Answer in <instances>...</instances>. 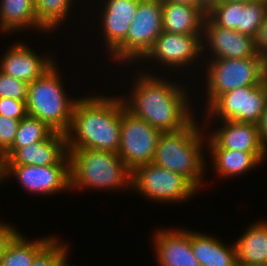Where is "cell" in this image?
<instances>
[{
	"instance_id": "cell-40",
	"label": "cell",
	"mask_w": 267,
	"mask_h": 266,
	"mask_svg": "<svg viewBox=\"0 0 267 266\" xmlns=\"http://www.w3.org/2000/svg\"><path fill=\"white\" fill-rule=\"evenodd\" d=\"M236 1L250 2V1H260V0H236Z\"/></svg>"
},
{
	"instance_id": "cell-41",
	"label": "cell",
	"mask_w": 267,
	"mask_h": 266,
	"mask_svg": "<svg viewBox=\"0 0 267 266\" xmlns=\"http://www.w3.org/2000/svg\"><path fill=\"white\" fill-rule=\"evenodd\" d=\"M2 180V174H1V164H0V182Z\"/></svg>"
},
{
	"instance_id": "cell-39",
	"label": "cell",
	"mask_w": 267,
	"mask_h": 266,
	"mask_svg": "<svg viewBox=\"0 0 267 266\" xmlns=\"http://www.w3.org/2000/svg\"><path fill=\"white\" fill-rule=\"evenodd\" d=\"M263 82L265 83L266 88H267V64H265V67H264V78H263Z\"/></svg>"
},
{
	"instance_id": "cell-31",
	"label": "cell",
	"mask_w": 267,
	"mask_h": 266,
	"mask_svg": "<svg viewBox=\"0 0 267 266\" xmlns=\"http://www.w3.org/2000/svg\"><path fill=\"white\" fill-rule=\"evenodd\" d=\"M20 120L0 115V158L12 147Z\"/></svg>"
},
{
	"instance_id": "cell-17",
	"label": "cell",
	"mask_w": 267,
	"mask_h": 266,
	"mask_svg": "<svg viewBox=\"0 0 267 266\" xmlns=\"http://www.w3.org/2000/svg\"><path fill=\"white\" fill-rule=\"evenodd\" d=\"M140 0H107L102 10L101 24L109 54L126 38Z\"/></svg>"
},
{
	"instance_id": "cell-24",
	"label": "cell",
	"mask_w": 267,
	"mask_h": 266,
	"mask_svg": "<svg viewBox=\"0 0 267 266\" xmlns=\"http://www.w3.org/2000/svg\"><path fill=\"white\" fill-rule=\"evenodd\" d=\"M53 239L44 237L35 241L25 239L18 232L9 242L0 266H32L35 256Z\"/></svg>"
},
{
	"instance_id": "cell-11",
	"label": "cell",
	"mask_w": 267,
	"mask_h": 266,
	"mask_svg": "<svg viewBox=\"0 0 267 266\" xmlns=\"http://www.w3.org/2000/svg\"><path fill=\"white\" fill-rule=\"evenodd\" d=\"M2 180L11 174L25 190L51 195L70 190V158L67 154L59 163L38 165H1ZM8 175V176H7Z\"/></svg>"
},
{
	"instance_id": "cell-5",
	"label": "cell",
	"mask_w": 267,
	"mask_h": 266,
	"mask_svg": "<svg viewBox=\"0 0 267 266\" xmlns=\"http://www.w3.org/2000/svg\"><path fill=\"white\" fill-rule=\"evenodd\" d=\"M55 65L29 83L27 112L43 121L54 132L66 134L77 99L71 100L67 97Z\"/></svg>"
},
{
	"instance_id": "cell-27",
	"label": "cell",
	"mask_w": 267,
	"mask_h": 266,
	"mask_svg": "<svg viewBox=\"0 0 267 266\" xmlns=\"http://www.w3.org/2000/svg\"><path fill=\"white\" fill-rule=\"evenodd\" d=\"M267 12V0L240 1V17L237 31L256 38Z\"/></svg>"
},
{
	"instance_id": "cell-36",
	"label": "cell",
	"mask_w": 267,
	"mask_h": 266,
	"mask_svg": "<svg viewBox=\"0 0 267 266\" xmlns=\"http://www.w3.org/2000/svg\"><path fill=\"white\" fill-rule=\"evenodd\" d=\"M222 0H197V7L207 15Z\"/></svg>"
},
{
	"instance_id": "cell-2",
	"label": "cell",
	"mask_w": 267,
	"mask_h": 266,
	"mask_svg": "<svg viewBox=\"0 0 267 266\" xmlns=\"http://www.w3.org/2000/svg\"><path fill=\"white\" fill-rule=\"evenodd\" d=\"M122 98H77L66 133L67 148H87L118 153Z\"/></svg>"
},
{
	"instance_id": "cell-19",
	"label": "cell",
	"mask_w": 267,
	"mask_h": 266,
	"mask_svg": "<svg viewBox=\"0 0 267 266\" xmlns=\"http://www.w3.org/2000/svg\"><path fill=\"white\" fill-rule=\"evenodd\" d=\"M163 31L172 34H201L205 14L197 5L161 0Z\"/></svg>"
},
{
	"instance_id": "cell-4",
	"label": "cell",
	"mask_w": 267,
	"mask_h": 266,
	"mask_svg": "<svg viewBox=\"0 0 267 266\" xmlns=\"http://www.w3.org/2000/svg\"><path fill=\"white\" fill-rule=\"evenodd\" d=\"M195 121L194 118L182 130L162 133L156 145L152 163L183 175L199 191L205 166L201 149L204 134Z\"/></svg>"
},
{
	"instance_id": "cell-37",
	"label": "cell",
	"mask_w": 267,
	"mask_h": 266,
	"mask_svg": "<svg viewBox=\"0 0 267 266\" xmlns=\"http://www.w3.org/2000/svg\"><path fill=\"white\" fill-rule=\"evenodd\" d=\"M166 1L185 4V5H197V0H166Z\"/></svg>"
},
{
	"instance_id": "cell-14",
	"label": "cell",
	"mask_w": 267,
	"mask_h": 266,
	"mask_svg": "<svg viewBox=\"0 0 267 266\" xmlns=\"http://www.w3.org/2000/svg\"><path fill=\"white\" fill-rule=\"evenodd\" d=\"M54 62L49 56L42 58L26 44L16 42L0 60V71L31 83L51 68Z\"/></svg>"
},
{
	"instance_id": "cell-26",
	"label": "cell",
	"mask_w": 267,
	"mask_h": 266,
	"mask_svg": "<svg viewBox=\"0 0 267 266\" xmlns=\"http://www.w3.org/2000/svg\"><path fill=\"white\" fill-rule=\"evenodd\" d=\"M72 2L73 0H34L38 23L46 32L54 30L62 21H65Z\"/></svg>"
},
{
	"instance_id": "cell-15",
	"label": "cell",
	"mask_w": 267,
	"mask_h": 266,
	"mask_svg": "<svg viewBox=\"0 0 267 266\" xmlns=\"http://www.w3.org/2000/svg\"><path fill=\"white\" fill-rule=\"evenodd\" d=\"M68 154L66 134L53 132L47 139L17 148L1 165L47 166Z\"/></svg>"
},
{
	"instance_id": "cell-8",
	"label": "cell",
	"mask_w": 267,
	"mask_h": 266,
	"mask_svg": "<svg viewBox=\"0 0 267 266\" xmlns=\"http://www.w3.org/2000/svg\"><path fill=\"white\" fill-rule=\"evenodd\" d=\"M131 187L146 198L160 202L185 201L198 190L183 175L152 162L140 165L132 171Z\"/></svg>"
},
{
	"instance_id": "cell-6",
	"label": "cell",
	"mask_w": 267,
	"mask_h": 266,
	"mask_svg": "<svg viewBox=\"0 0 267 266\" xmlns=\"http://www.w3.org/2000/svg\"><path fill=\"white\" fill-rule=\"evenodd\" d=\"M207 65V108L223 93L263 83L265 57L212 59ZM209 102V103H208Z\"/></svg>"
},
{
	"instance_id": "cell-28",
	"label": "cell",
	"mask_w": 267,
	"mask_h": 266,
	"mask_svg": "<svg viewBox=\"0 0 267 266\" xmlns=\"http://www.w3.org/2000/svg\"><path fill=\"white\" fill-rule=\"evenodd\" d=\"M207 16L216 25L237 31L240 17V1L222 0Z\"/></svg>"
},
{
	"instance_id": "cell-12",
	"label": "cell",
	"mask_w": 267,
	"mask_h": 266,
	"mask_svg": "<svg viewBox=\"0 0 267 266\" xmlns=\"http://www.w3.org/2000/svg\"><path fill=\"white\" fill-rule=\"evenodd\" d=\"M202 34H172L162 31L155 40L152 48L142 58L148 60H158L161 64L170 67L183 68L199 58L203 45Z\"/></svg>"
},
{
	"instance_id": "cell-22",
	"label": "cell",
	"mask_w": 267,
	"mask_h": 266,
	"mask_svg": "<svg viewBox=\"0 0 267 266\" xmlns=\"http://www.w3.org/2000/svg\"><path fill=\"white\" fill-rule=\"evenodd\" d=\"M191 247L200 266H238L235 243L231 248L213 236L191 231Z\"/></svg>"
},
{
	"instance_id": "cell-21",
	"label": "cell",
	"mask_w": 267,
	"mask_h": 266,
	"mask_svg": "<svg viewBox=\"0 0 267 266\" xmlns=\"http://www.w3.org/2000/svg\"><path fill=\"white\" fill-rule=\"evenodd\" d=\"M247 228L235 242L238 266H267V220Z\"/></svg>"
},
{
	"instance_id": "cell-23",
	"label": "cell",
	"mask_w": 267,
	"mask_h": 266,
	"mask_svg": "<svg viewBox=\"0 0 267 266\" xmlns=\"http://www.w3.org/2000/svg\"><path fill=\"white\" fill-rule=\"evenodd\" d=\"M35 28L43 31L38 23L34 0H0V29L13 32L21 28Z\"/></svg>"
},
{
	"instance_id": "cell-3",
	"label": "cell",
	"mask_w": 267,
	"mask_h": 266,
	"mask_svg": "<svg viewBox=\"0 0 267 266\" xmlns=\"http://www.w3.org/2000/svg\"><path fill=\"white\" fill-rule=\"evenodd\" d=\"M67 149L70 158V189L91 187L113 190L132 186V171L118 153L87 148Z\"/></svg>"
},
{
	"instance_id": "cell-38",
	"label": "cell",
	"mask_w": 267,
	"mask_h": 266,
	"mask_svg": "<svg viewBox=\"0 0 267 266\" xmlns=\"http://www.w3.org/2000/svg\"><path fill=\"white\" fill-rule=\"evenodd\" d=\"M68 260V257L67 255L59 262V264L57 266H73V265H70L68 264L67 261Z\"/></svg>"
},
{
	"instance_id": "cell-9",
	"label": "cell",
	"mask_w": 267,
	"mask_h": 266,
	"mask_svg": "<svg viewBox=\"0 0 267 266\" xmlns=\"http://www.w3.org/2000/svg\"><path fill=\"white\" fill-rule=\"evenodd\" d=\"M161 134V131L129 112L122 98L118 155L131 171L140 165L153 162Z\"/></svg>"
},
{
	"instance_id": "cell-35",
	"label": "cell",
	"mask_w": 267,
	"mask_h": 266,
	"mask_svg": "<svg viewBox=\"0 0 267 266\" xmlns=\"http://www.w3.org/2000/svg\"><path fill=\"white\" fill-rule=\"evenodd\" d=\"M257 129L259 139L267 149V104L265 106L263 114L260 117V120L257 123Z\"/></svg>"
},
{
	"instance_id": "cell-30",
	"label": "cell",
	"mask_w": 267,
	"mask_h": 266,
	"mask_svg": "<svg viewBox=\"0 0 267 266\" xmlns=\"http://www.w3.org/2000/svg\"><path fill=\"white\" fill-rule=\"evenodd\" d=\"M29 83L0 71V98L27 101Z\"/></svg>"
},
{
	"instance_id": "cell-34",
	"label": "cell",
	"mask_w": 267,
	"mask_h": 266,
	"mask_svg": "<svg viewBox=\"0 0 267 266\" xmlns=\"http://www.w3.org/2000/svg\"><path fill=\"white\" fill-rule=\"evenodd\" d=\"M255 41L258 53L265 57L267 55V12Z\"/></svg>"
},
{
	"instance_id": "cell-13",
	"label": "cell",
	"mask_w": 267,
	"mask_h": 266,
	"mask_svg": "<svg viewBox=\"0 0 267 266\" xmlns=\"http://www.w3.org/2000/svg\"><path fill=\"white\" fill-rule=\"evenodd\" d=\"M202 36L205 37L202 40L205 39L204 42L213 51L212 59H242L259 54L254 37L216 25L207 15L203 23Z\"/></svg>"
},
{
	"instance_id": "cell-29",
	"label": "cell",
	"mask_w": 267,
	"mask_h": 266,
	"mask_svg": "<svg viewBox=\"0 0 267 266\" xmlns=\"http://www.w3.org/2000/svg\"><path fill=\"white\" fill-rule=\"evenodd\" d=\"M68 248L54 237L36 256L32 266H57L68 254Z\"/></svg>"
},
{
	"instance_id": "cell-10",
	"label": "cell",
	"mask_w": 267,
	"mask_h": 266,
	"mask_svg": "<svg viewBox=\"0 0 267 266\" xmlns=\"http://www.w3.org/2000/svg\"><path fill=\"white\" fill-rule=\"evenodd\" d=\"M267 104L265 83L257 86H243L221 94L209 107L206 113L219 116L221 120L257 124Z\"/></svg>"
},
{
	"instance_id": "cell-18",
	"label": "cell",
	"mask_w": 267,
	"mask_h": 266,
	"mask_svg": "<svg viewBox=\"0 0 267 266\" xmlns=\"http://www.w3.org/2000/svg\"><path fill=\"white\" fill-rule=\"evenodd\" d=\"M221 128L209 135L220 148L243 152H267L259 139L257 124L223 120Z\"/></svg>"
},
{
	"instance_id": "cell-16",
	"label": "cell",
	"mask_w": 267,
	"mask_h": 266,
	"mask_svg": "<svg viewBox=\"0 0 267 266\" xmlns=\"http://www.w3.org/2000/svg\"><path fill=\"white\" fill-rule=\"evenodd\" d=\"M154 240L159 266H200L191 247V231L157 230Z\"/></svg>"
},
{
	"instance_id": "cell-25",
	"label": "cell",
	"mask_w": 267,
	"mask_h": 266,
	"mask_svg": "<svg viewBox=\"0 0 267 266\" xmlns=\"http://www.w3.org/2000/svg\"><path fill=\"white\" fill-rule=\"evenodd\" d=\"M54 131L40 119L27 115L20 124L12 147L0 158L2 164L17 148L47 139Z\"/></svg>"
},
{
	"instance_id": "cell-33",
	"label": "cell",
	"mask_w": 267,
	"mask_h": 266,
	"mask_svg": "<svg viewBox=\"0 0 267 266\" xmlns=\"http://www.w3.org/2000/svg\"><path fill=\"white\" fill-rule=\"evenodd\" d=\"M18 233L11 225L0 223V262L4 257L9 242Z\"/></svg>"
},
{
	"instance_id": "cell-42",
	"label": "cell",
	"mask_w": 267,
	"mask_h": 266,
	"mask_svg": "<svg viewBox=\"0 0 267 266\" xmlns=\"http://www.w3.org/2000/svg\"><path fill=\"white\" fill-rule=\"evenodd\" d=\"M265 64H267V55L265 56Z\"/></svg>"
},
{
	"instance_id": "cell-1",
	"label": "cell",
	"mask_w": 267,
	"mask_h": 266,
	"mask_svg": "<svg viewBox=\"0 0 267 266\" xmlns=\"http://www.w3.org/2000/svg\"><path fill=\"white\" fill-rule=\"evenodd\" d=\"M135 81L131 100L123 99L126 109L135 117L162 133L182 130L194 120L184 87L148 72H140Z\"/></svg>"
},
{
	"instance_id": "cell-32",
	"label": "cell",
	"mask_w": 267,
	"mask_h": 266,
	"mask_svg": "<svg viewBox=\"0 0 267 266\" xmlns=\"http://www.w3.org/2000/svg\"><path fill=\"white\" fill-rule=\"evenodd\" d=\"M0 115L21 120L28 115L26 101L0 98Z\"/></svg>"
},
{
	"instance_id": "cell-7",
	"label": "cell",
	"mask_w": 267,
	"mask_h": 266,
	"mask_svg": "<svg viewBox=\"0 0 267 266\" xmlns=\"http://www.w3.org/2000/svg\"><path fill=\"white\" fill-rule=\"evenodd\" d=\"M162 31L161 0H140L128 34L112 52V58L119 62H140Z\"/></svg>"
},
{
	"instance_id": "cell-20",
	"label": "cell",
	"mask_w": 267,
	"mask_h": 266,
	"mask_svg": "<svg viewBox=\"0 0 267 266\" xmlns=\"http://www.w3.org/2000/svg\"><path fill=\"white\" fill-rule=\"evenodd\" d=\"M209 139V140H208ZM207 139L217 174L227 178L245 174L262 164L267 152H243L220 148L210 137Z\"/></svg>"
}]
</instances>
